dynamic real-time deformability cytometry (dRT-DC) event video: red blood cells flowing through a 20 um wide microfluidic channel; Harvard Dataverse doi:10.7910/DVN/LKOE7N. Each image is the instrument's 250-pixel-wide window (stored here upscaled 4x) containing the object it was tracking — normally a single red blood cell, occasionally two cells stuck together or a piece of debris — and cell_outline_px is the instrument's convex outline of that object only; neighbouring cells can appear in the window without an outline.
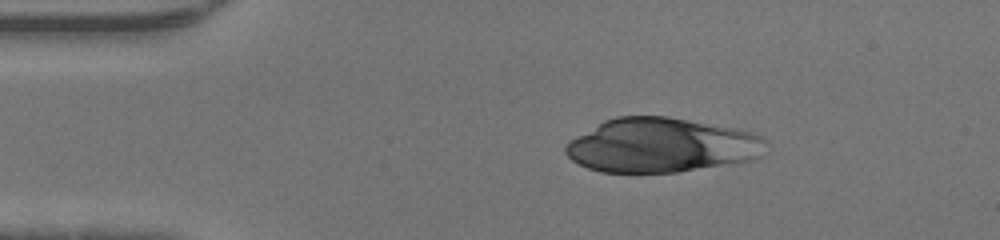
{"species": "human", "species_latin": "Homo sapiens", "temperature_condition": "warm", "stored_images_in_passage": 44, "camera_frame_rate_fps": 3000, "um_per_image_px": 0.085, "donor": {"sex": "male"}, "frame": {"image": 1, "passage_image": 7, "time_ms": 2.0, "image_size_px": [1000, 240], "cell_outline_px": [[768, 140], [760, 156], [752, 160], [676, 172], [600, 172], [588, 168], [572, 160], [564, 152], [564, 148], [572, 140], [604, 120], [616, 116], [668, 116], [736, 128], [752, 132]], "centroid_in_image_um": [56.24, 12.34], "position_along_channel_um": 28.8, "area_um2": 63.12}}